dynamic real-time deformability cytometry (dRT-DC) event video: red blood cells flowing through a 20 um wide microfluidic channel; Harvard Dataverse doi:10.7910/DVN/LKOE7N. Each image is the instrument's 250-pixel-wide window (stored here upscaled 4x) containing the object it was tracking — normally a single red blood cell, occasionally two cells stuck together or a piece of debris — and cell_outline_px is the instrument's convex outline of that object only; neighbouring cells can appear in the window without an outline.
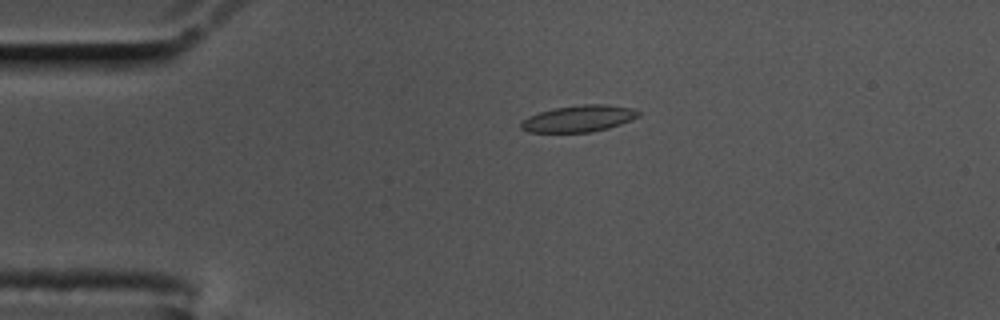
{"species": "common noctule bat (a hibernating species)", "species_latin": "Nyctalus noctula", "temperature_condition": "cold", "stored_images_in_passage": 46, "camera_frame_rate_fps": 3000, "um_per_image_px": 0.085, "animal": {"sex": "male", "body_mass_g": 17.5, "forearm_length_mm": 52.3}, "frame": {"image": 1, "passage_image": 1, "time_ms": 0.0, "image_size_px": [1000, 320], "cell_outline_px": [[640, 116], [620, 124], [608, 128], [592, 132], [528, 132], [520, 128], [520, 124], [528, 116], [540, 112], [556, 108], [584, 104], [608, 104], [632, 108], [640, 112]], "centroid_in_image_um": [49.21, 10.08], "position_along_channel_um": 35.8, "area_um2": 18.09}}
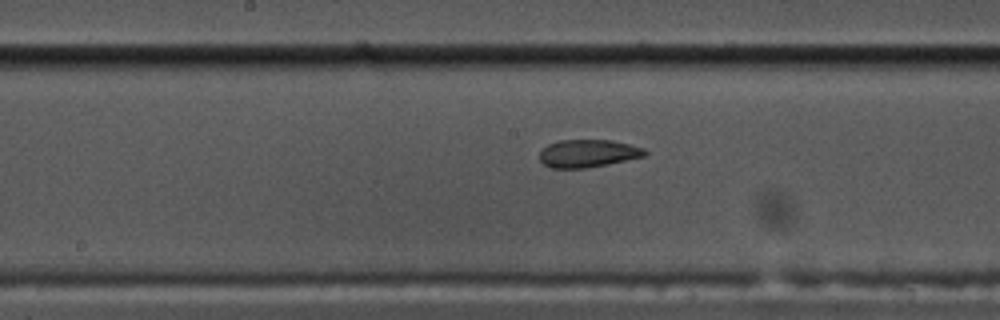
{"frame": {"image": 2, "passage_image": 18, "time_ms": 5.667, "image_size_px": [1000, 320], "cell_outline_px": [[648, 152], [644, 156], [608, 164], [588, 168], [548, 168], [540, 160], [540, 152], [548, 144], [560, 140], [612, 140], [644, 148]], "centroid_in_image_um": [49.97, 13.04], "position_along_channel_um": 198.2, "area_um2": 16.99}}
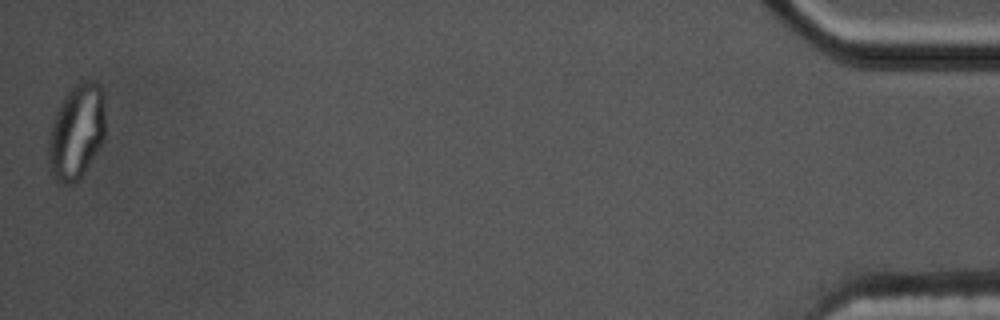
{"frame": {"image": 3, "passage_image": 46, "time_ms": 15.0, "image_size_px": [1000, 320], "cell_outline_px": [[104, 140], [80, 176], [72, 184], [56, 184], [48, 172], [48, 140], [52, 124], [56, 112], [68, 88], [80, 80], [96, 80], [100, 84], [104, 92]], "centroid_in_image_um": [6.48, 11.17], "position_along_channel_um": 428.7, "area_um2": 32.02}, "authors_computed_cell_mechanics": {"area_um2": 18.207, "velocity_mm_per_s": 3.4732, "shape_relaxation_time_tau1_ms": null, "shape_relaxation_time_tau2_ms": 1.951, "deformation_change_tau1": null, "deformation_change_tau2": 0.0686}}